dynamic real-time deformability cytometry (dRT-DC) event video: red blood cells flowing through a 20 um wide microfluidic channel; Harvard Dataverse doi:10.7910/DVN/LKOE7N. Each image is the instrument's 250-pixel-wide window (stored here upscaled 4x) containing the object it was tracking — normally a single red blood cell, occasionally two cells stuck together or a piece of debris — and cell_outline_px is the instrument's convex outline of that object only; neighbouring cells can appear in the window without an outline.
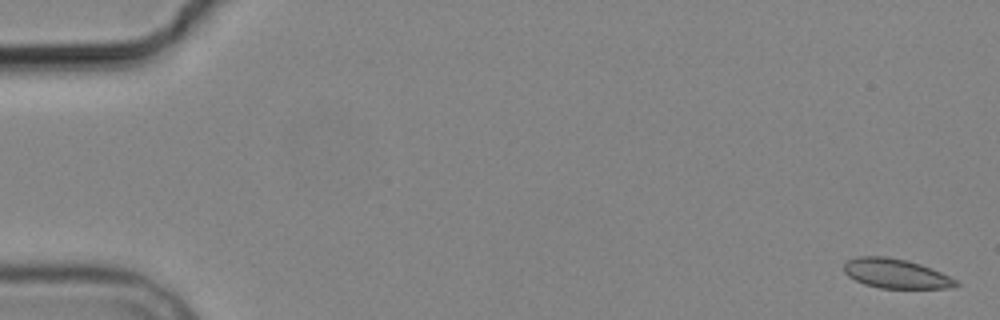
{"species": "common noctule bat (a hibernating species)", "species_latin": "Nyctalus noctula", "temperature_condition": "cold", "stored_images_in_passage": 6, "camera_frame_rate_fps": 3000, "um_per_image_px": 0.085, "animal": {"sex": "male", "body_mass_g": 19.2, "forearm_length_mm": 51.8}, "frame": {"image": 1, "passage_image": 1, "time_ms": 0.0, "image_size_px": [1000, 320], "cell_outline_px": [[960, 284], [952, 288], [880, 288], [864, 284], [848, 276], [844, 272], [844, 260], [856, 256], [884, 256], [904, 260], [920, 264], [932, 268], [956, 280]], "centroid_in_image_um": [76.11, 23.25], "position_along_channel_um": 8.9, "area_um2": 19.25}}
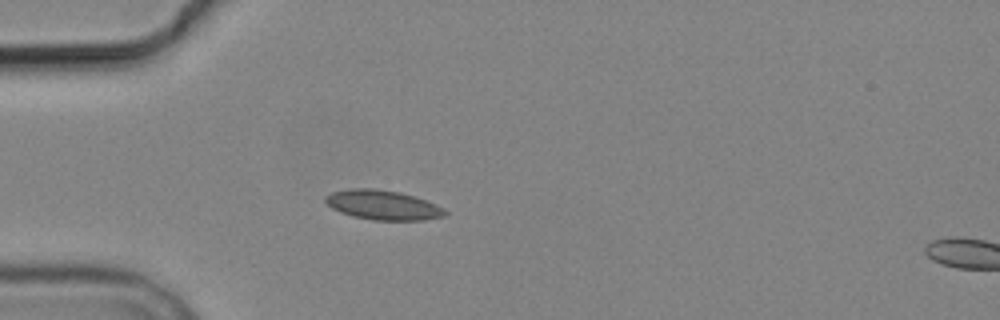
{"frame": {"image": 2, "passage_image": 5, "time_ms": 5.0, "image_size_px": [1000, 320], "cell_outline_px": [[448, 212], [444, 216], [424, 220], [372, 220], [352, 216], [340, 212], [332, 208], [324, 200], [324, 196], [332, 192], [352, 188], [372, 188], [400, 192], [424, 200], [444, 208]], "centroid_in_image_um": [32.52, 17.43], "position_along_channel_um": 52.5, "area_um2": 20.52}}